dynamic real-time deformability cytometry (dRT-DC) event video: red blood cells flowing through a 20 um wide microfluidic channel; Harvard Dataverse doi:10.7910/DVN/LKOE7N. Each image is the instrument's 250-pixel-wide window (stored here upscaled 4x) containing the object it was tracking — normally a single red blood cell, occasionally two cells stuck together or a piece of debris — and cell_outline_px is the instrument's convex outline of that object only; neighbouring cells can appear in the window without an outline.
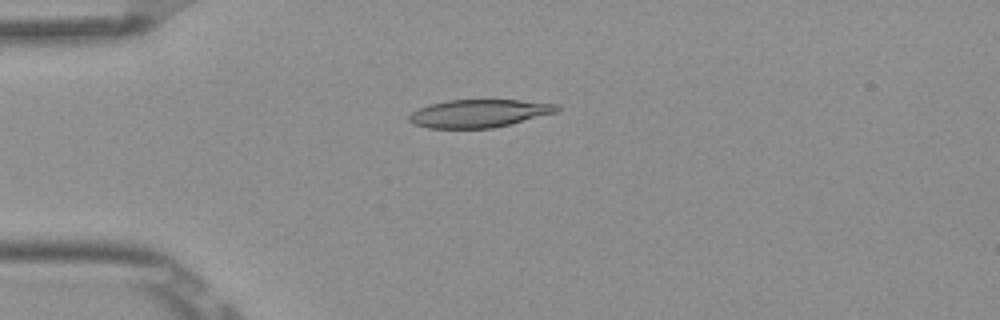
{"species": "Egyptian fruit bat (a non-hibernating species)", "species_latin": "Rousettus aegyptiacus", "temperature_condition": "room temperature", "stored_images_in_passage": 4, "camera_frame_rate_fps": 3000, "um_per_image_px": 0.085, "frame": {"image": 1, "passage_image": 1, "time_ms": 0.0, "image_size_px": [1000, 320], "cell_outline_px": [[560, 108], [556, 112], [492, 128], [428, 128], [412, 124], [408, 120], [408, 116], [412, 112], [428, 104], [448, 100], [520, 100], [560, 104]], "centroid_in_image_um": [40.68, 9.63], "position_along_channel_um": 44.3, "area_um2": 23.93}}
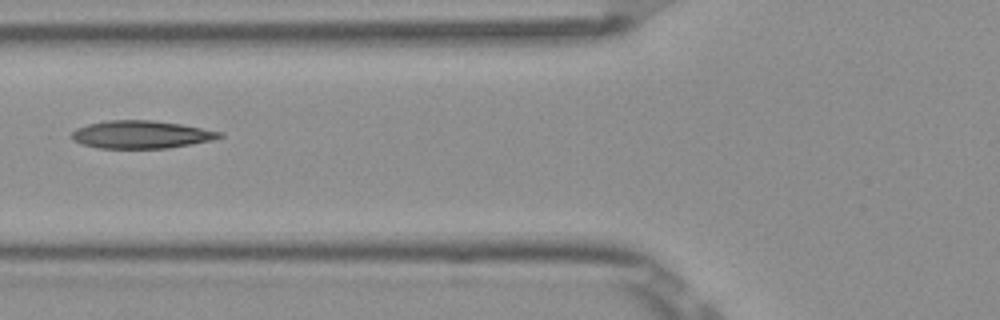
{"frame": {"image": 2, "passage_image": 3, "time_ms": 0.667, "image_size_px": [1000, 320], "cell_outline_px": [[224, 136], [212, 140], [192, 144], [168, 148], [100, 148], [84, 144], [72, 140], [72, 132], [76, 128], [88, 124], [108, 120], [152, 120], [180, 124], [224, 132]], "centroid_in_image_um": [12.03, 11.43], "position_along_channel_um": 113.8, "area_um2": 23.87}}
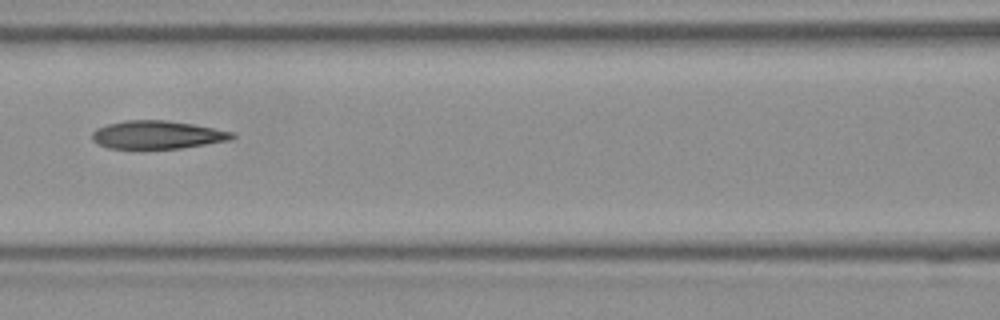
{"frame": {"image": 3, "passage_image": 4, "time_ms": 1.0, "image_size_px": [1000, 320], "cell_outline_px": [[236, 136], [228, 140], [180, 148], [108, 148], [92, 140], [92, 132], [96, 128], [108, 124], [124, 120], [164, 120], [192, 124], [236, 132]], "centroid_in_image_um": [13.36, 11.45], "position_along_channel_um": 153.2, "area_um2": 22.72}}